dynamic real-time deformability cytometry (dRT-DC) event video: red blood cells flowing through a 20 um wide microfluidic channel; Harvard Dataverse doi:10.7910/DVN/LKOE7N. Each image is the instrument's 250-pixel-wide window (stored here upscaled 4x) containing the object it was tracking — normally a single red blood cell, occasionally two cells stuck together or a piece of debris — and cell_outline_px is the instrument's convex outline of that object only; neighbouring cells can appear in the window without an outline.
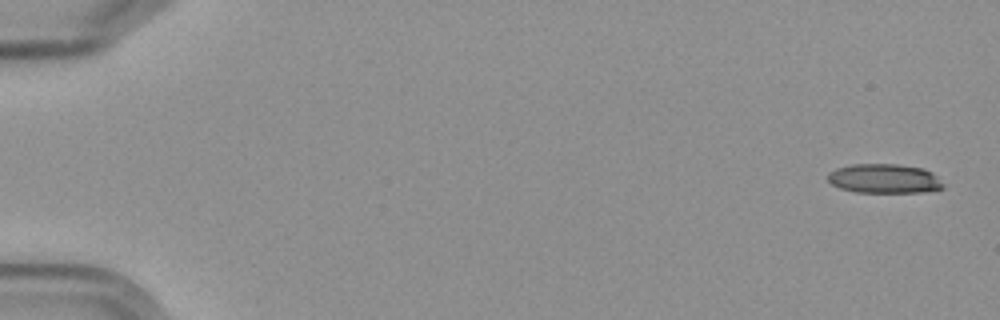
{"species": "Egyptian fruit bat (a non-hibernating species)", "species_latin": "Rousettus aegyptiacus", "temperature_condition": "cold", "stored_images_in_passage": 4, "camera_frame_rate_fps": 3000, "um_per_image_px": 0.085, "frame": {"image": 1, "passage_image": 1, "time_ms": 0.0, "image_size_px": [1000, 320], "cell_outline_px": [[944, 188], [920, 192], [856, 192], [840, 188], [832, 184], [828, 180], [828, 172], [836, 168], [852, 164], [896, 164], [924, 168], [932, 172], [944, 184]], "centroid_in_image_um": [75.16, 15.17], "position_along_channel_um": 9.8, "area_um2": 19.71}}